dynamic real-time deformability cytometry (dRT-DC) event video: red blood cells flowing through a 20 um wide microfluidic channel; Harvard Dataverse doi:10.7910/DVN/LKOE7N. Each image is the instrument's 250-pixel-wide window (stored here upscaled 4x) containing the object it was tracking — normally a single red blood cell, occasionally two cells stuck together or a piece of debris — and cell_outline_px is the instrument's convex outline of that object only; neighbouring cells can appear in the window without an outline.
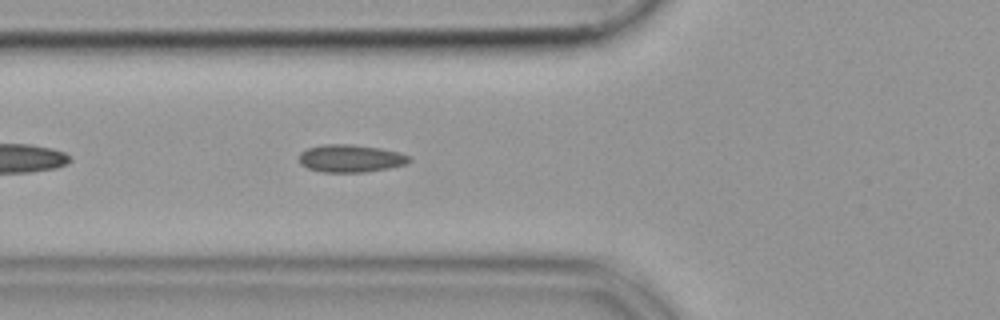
{"species": "common noctule bat (a hibernating species)", "species_latin": "Nyctalus noctula", "temperature_condition": "cold", "stored_images_in_passage": 39, "camera_frame_rate_fps": 3000, "um_per_image_px": 0.085, "animal": {"sex": "female", "body_mass_g": 19.9}, "frame": {"image": 1, "passage_image": 6, "time_ms": 1.667, "image_size_px": [1000, 320], "cell_outline_px": [[412, 160], [404, 164], [388, 168], [364, 172], [324, 172], [308, 168], [300, 164], [300, 152], [308, 148], [324, 144], [352, 144], [380, 148], [400, 152], [412, 156]], "centroid_in_image_um": [29.82, 13.45], "position_along_channel_um": 96.0, "area_um2": 17.74}}